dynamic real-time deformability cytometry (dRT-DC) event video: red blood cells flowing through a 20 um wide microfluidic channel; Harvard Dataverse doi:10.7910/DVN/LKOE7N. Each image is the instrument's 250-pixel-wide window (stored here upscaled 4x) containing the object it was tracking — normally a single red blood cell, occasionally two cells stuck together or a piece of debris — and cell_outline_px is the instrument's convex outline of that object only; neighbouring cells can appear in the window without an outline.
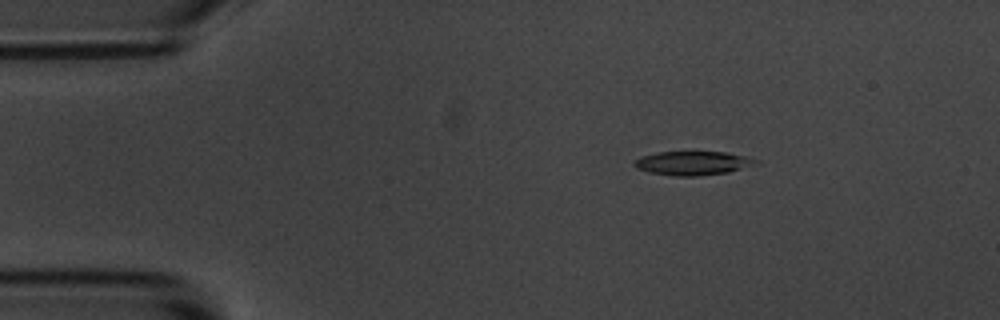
{"species": "common noctule bat (a hibernating species)", "species_latin": "Nyctalus noctula", "temperature_condition": "room temperature", "stored_images_in_passage": 5, "camera_frame_rate_fps": 3000, "um_per_image_px": 0.085, "animal": {"sex": "male", "body_mass_g": 20.1, "forearm_length_mm": 53.5}, "frame": {"image": 1, "passage_image": 3, "time_ms": 0.667, "image_size_px": [1000, 320], "cell_outline_px": [[760, 160], [756, 164], [728, 172], [696, 176], [676, 176], [648, 172], [636, 168], [632, 164], [640, 156], [656, 152], [728, 152], [748, 156]], "centroid_in_image_um": [58.88, 13.86], "position_along_channel_um": 26.1, "area_um2": 16.99}}
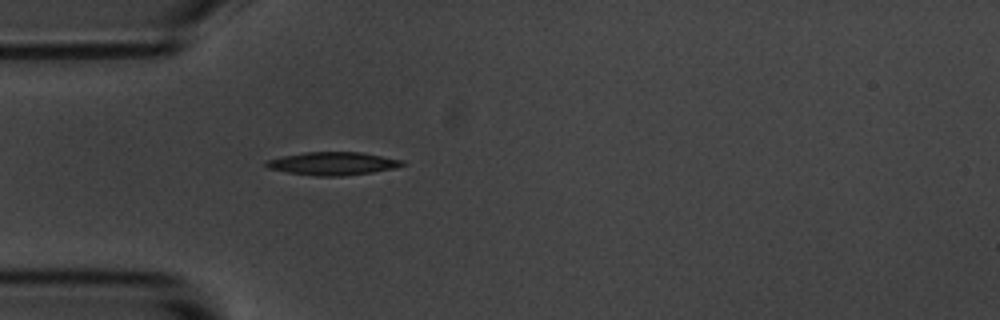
{"frame": {"image": 2, "passage_image": 5, "time_ms": 1.333, "image_size_px": [1000, 320], "cell_outline_px": [[404, 164], [396, 168], [372, 172], [344, 176], [316, 176], [288, 172], [268, 168], [264, 164], [268, 160], [280, 156], [304, 152], [360, 152], [404, 160]], "centroid_in_image_um": [28.29, 13.9], "position_along_channel_um": 56.7, "area_um2": 18.26}}